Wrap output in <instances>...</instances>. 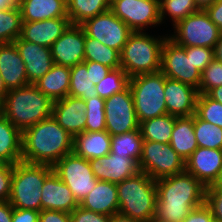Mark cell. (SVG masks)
I'll use <instances>...</instances> for the list:
<instances>
[{
  "label": "cell",
  "instance_id": "obj_1",
  "mask_svg": "<svg viewBox=\"0 0 222 222\" xmlns=\"http://www.w3.org/2000/svg\"><path fill=\"white\" fill-rule=\"evenodd\" d=\"M157 202L153 222H183L204 204L206 187L186 171L156 180Z\"/></svg>",
  "mask_w": 222,
  "mask_h": 222
},
{
  "label": "cell",
  "instance_id": "obj_2",
  "mask_svg": "<svg viewBox=\"0 0 222 222\" xmlns=\"http://www.w3.org/2000/svg\"><path fill=\"white\" fill-rule=\"evenodd\" d=\"M74 137L53 116L22 132V161L53 166L73 152Z\"/></svg>",
  "mask_w": 222,
  "mask_h": 222
},
{
  "label": "cell",
  "instance_id": "obj_3",
  "mask_svg": "<svg viewBox=\"0 0 222 222\" xmlns=\"http://www.w3.org/2000/svg\"><path fill=\"white\" fill-rule=\"evenodd\" d=\"M52 111L53 101L34 84L9 90L0 105V113L21 132L50 118Z\"/></svg>",
  "mask_w": 222,
  "mask_h": 222
},
{
  "label": "cell",
  "instance_id": "obj_4",
  "mask_svg": "<svg viewBox=\"0 0 222 222\" xmlns=\"http://www.w3.org/2000/svg\"><path fill=\"white\" fill-rule=\"evenodd\" d=\"M119 211L140 222H153L157 202L156 180L143 171L116 184Z\"/></svg>",
  "mask_w": 222,
  "mask_h": 222
},
{
  "label": "cell",
  "instance_id": "obj_5",
  "mask_svg": "<svg viewBox=\"0 0 222 222\" xmlns=\"http://www.w3.org/2000/svg\"><path fill=\"white\" fill-rule=\"evenodd\" d=\"M167 36L133 32L120 52L121 68L129 78L160 71L161 51Z\"/></svg>",
  "mask_w": 222,
  "mask_h": 222
},
{
  "label": "cell",
  "instance_id": "obj_6",
  "mask_svg": "<svg viewBox=\"0 0 222 222\" xmlns=\"http://www.w3.org/2000/svg\"><path fill=\"white\" fill-rule=\"evenodd\" d=\"M52 166L18 162L13 165L9 203L16 209L42 210L41 189Z\"/></svg>",
  "mask_w": 222,
  "mask_h": 222
},
{
  "label": "cell",
  "instance_id": "obj_7",
  "mask_svg": "<svg viewBox=\"0 0 222 222\" xmlns=\"http://www.w3.org/2000/svg\"><path fill=\"white\" fill-rule=\"evenodd\" d=\"M165 78L157 71L129 78L134 108L138 122L167 114L165 103Z\"/></svg>",
  "mask_w": 222,
  "mask_h": 222
},
{
  "label": "cell",
  "instance_id": "obj_8",
  "mask_svg": "<svg viewBox=\"0 0 222 222\" xmlns=\"http://www.w3.org/2000/svg\"><path fill=\"white\" fill-rule=\"evenodd\" d=\"M174 34L168 36L173 42L182 47H215L221 31L211 21L205 10H199L177 22Z\"/></svg>",
  "mask_w": 222,
  "mask_h": 222
},
{
  "label": "cell",
  "instance_id": "obj_9",
  "mask_svg": "<svg viewBox=\"0 0 222 222\" xmlns=\"http://www.w3.org/2000/svg\"><path fill=\"white\" fill-rule=\"evenodd\" d=\"M139 168L157 180L184 172L185 160L177 154L170 143L144 140Z\"/></svg>",
  "mask_w": 222,
  "mask_h": 222
},
{
  "label": "cell",
  "instance_id": "obj_10",
  "mask_svg": "<svg viewBox=\"0 0 222 222\" xmlns=\"http://www.w3.org/2000/svg\"><path fill=\"white\" fill-rule=\"evenodd\" d=\"M52 168L53 172L69 187L78 203L95 188L98 181L89 160L77 156L74 152L65 155Z\"/></svg>",
  "mask_w": 222,
  "mask_h": 222
},
{
  "label": "cell",
  "instance_id": "obj_11",
  "mask_svg": "<svg viewBox=\"0 0 222 222\" xmlns=\"http://www.w3.org/2000/svg\"><path fill=\"white\" fill-rule=\"evenodd\" d=\"M160 71L167 78L199 88L201 72L194 67L191 54H186V47L176 44L168 37L162 46Z\"/></svg>",
  "mask_w": 222,
  "mask_h": 222
},
{
  "label": "cell",
  "instance_id": "obj_12",
  "mask_svg": "<svg viewBox=\"0 0 222 222\" xmlns=\"http://www.w3.org/2000/svg\"><path fill=\"white\" fill-rule=\"evenodd\" d=\"M85 34L121 52L133 31L109 9L80 24Z\"/></svg>",
  "mask_w": 222,
  "mask_h": 222
},
{
  "label": "cell",
  "instance_id": "obj_13",
  "mask_svg": "<svg viewBox=\"0 0 222 222\" xmlns=\"http://www.w3.org/2000/svg\"><path fill=\"white\" fill-rule=\"evenodd\" d=\"M110 10L133 32L161 24L159 0H111Z\"/></svg>",
  "mask_w": 222,
  "mask_h": 222
},
{
  "label": "cell",
  "instance_id": "obj_14",
  "mask_svg": "<svg viewBox=\"0 0 222 222\" xmlns=\"http://www.w3.org/2000/svg\"><path fill=\"white\" fill-rule=\"evenodd\" d=\"M106 131L111 135H119L139 129L134 101L129 86L120 93L105 99Z\"/></svg>",
  "mask_w": 222,
  "mask_h": 222
},
{
  "label": "cell",
  "instance_id": "obj_15",
  "mask_svg": "<svg viewBox=\"0 0 222 222\" xmlns=\"http://www.w3.org/2000/svg\"><path fill=\"white\" fill-rule=\"evenodd\" d=\"M86 34L81 25L70 24L50 47L53 62L73 67L84 62Z\"/></svg>",
  "mask_w": 222,
  "mask_h": 222
},
{
  "label": "cell",
  "instance_id": "obj_16",
  "mask_svg": "<svg viewBox=\"0 0 222 222\" xmlns=\"http://www.w3.org/2000/svg\"><path fill=\"white\" fill-rule=\"evenodd\" d=\"M185 171L206 188L213 185L222 171V150L198 147L185 161Z\"/></svg>",
  "mask_w": 222,
  "mask_h": 222
},
{
  "label": "cell",
  "instance_id": "obj_17",
  "mask_svg": "<svg viewBox=\"0 0 222 222\" xmlns=\"http://www.w3.org/2000/svg\"><path fill=\"white\" fill-rule=\"evenodd\" d=\"M89 162L97 180L115 184L140 172L138 161L111 152L101 158L90 159Z\"/></svg>",
  "mask_w": 222,
  "mask_h": 222
},
{
  "label": "cell",
  "instance_id": "obj_18",
  "mask_svg": "<svg viewBox=\"0 0 222 222\" xmlns=\"http://www.w3.org/2000/svg\"><path fill=\"white\" fill-rule=\"evenodd\" d=\"M164 94L167 114L176 117L195 114L198 97V89L195 87L166 77Z\"/></svg>",
  "mask_w": 222,
  "mask_h": 222
},
{
  "label": "cell",
  "instance_id": "obj_19",
  "mask_svg": "<svg viewBox=\"0 0 222 222\" xmlns=\"http://www.w3.org/2000/svg\"><path fill=\"white\" fill-rule=\"evenodd\" d=\"M13 43L24 61L28 82L30 84L36 83L54 64L51 49L22 40L20 37Z\"/></svg>",
  "mask_w": 222,
  "mask_h": 222
},
{
  "label": "cell",
  "instance_id": "obj_20",
  "mask_svg": "<svg viewBox=\"0 0 222 222\" xmlns=\"http://www.w3.org/2000/svg\"><path fill=\"white\" fill-rule=\"evenodd\" d=\"M85 101L67 95L64 99L53 102L52 116L70 135L75 137L85 131Z\"/></svg>",
  "mask_w": 222,
  "mask_h": 222
},
{
  "label": "cell",
  "instance_id": "obj_21",
  "mask_svg": "<svg viewBox=\"0 0 222 222\" xmlns=\"http://www.w3.org/2000/svg\"><path fill=\"white\" fill-rule=\"evenodd\" d=\"M42 210H55L71 213L79 203L69 187L52 172L41 189Z\"/></svg>",
  "mask_w": 222,
  "mask_h": 222
},
{
  "label": "cell",
  "instance_id": "obj_22",
  "mask_svg": "<svg viewBox=\"0 0 222 222\" xmlns=\"http://www.w3.org/2000/svg\"><path fill=\"white\" fill-rule=\"evenodd\" d=\"M70 24L69 18L22 23L20 38L50 48Z\"/></svg>",
  "mask_w": 222,
  "mask_h": 222
},
{
  "label": "cell",
  "instance_id": "obj_23",
  "mask_svg": "<svg viewBox=\"0 0 222 222\" xmlns=\"http://www.w3.org/2000/svg\"><path fill=\"white\" fill-rule=\"evenodd\" d=\"M0 75L8 90L30 84L24 61L14 43L0 44Z\"/></svg>",
  "mask_w": 222,
  "mask_h": 222
},
{
  "label": "cell",
  "instance_id": "obj_24",
  "mask_svg": "<svg viewBox=\"0 0 222 222\" xmlns=\"http://www.w3.org/2000/svg\"><path fill=\"white\" fill-rule=\"evenodd\" d=\"M79 206L108 216L119 211L117 187L115 183L98 180L95 188L79 203Z\"/></svg>",
  "mask_w": 222,
  "mask_h": 222
},
{
  "label": "cell",
  "instance_id": "obj_25",
  "mask_svg": "<svg viewBox=\"0 0 222 222\" xmlns=\"http://www.w3.org/2000/svg\"><path fill=\"white\" fill-rule=\"evenodd\" d=\"M111 150V135L105 131L82 132L74 137L73 152L86 160L106 156Z\"/></svg>",
  "mask_w": 222,
  "mask_h": 222
},
{
  "label": "cell",
  "instance_id": "obj_26",
  "mask_svg": "<svg viewBox=\"0 0 222 222\" xmlns=\"http://www.w3.org/2000/svg\"><path fill=\"white\" fill-rule=\"evenodd\" d=\"M19 8L22 23L68 18L66 0H24Z\"/></svg>",
  "mask_w": 222,
  "mask_h": 222
},
{
  "label": "cell",
  "instance_id": "obj_27",
  "mask_svg": "<svg viewBox=\"0 0 222 222\" xmlns=\"http://www.w3.org/2000/svg\"><path fill=\"white\" fill-rule=\"evenodd\" d=\"M34 85L53 102L64 99L70 87V67L54 63Z\"/></svg>",
  "mask_w": 222,
  "mask_h": 222
},
{
  "label": "cell",
  "instance_id": "obj_28",
  "mask_svg": "<svg viewBox=\"0 0 222 222\" xmlns=\"http://www.w3.org/2000/svg\"><path fill=\"white\" fill-rule=\"evenodd\" d=\"M0 160L12 165L22 161V132L1 113Z\"/></svg>",
  "mask_w": 222,
  "mask_h": 222
},
{
  "label": "cell",
  "instance_id": "obj_29",
  "mask_svg": "<svg viewBox=\"0 0 222 222\" xmlns=\"http://www.w3.org/2000/svg\"><path fill=\"white\" fill-rule=\"evenodd\" d=\"M170 145L185 161L198 148L194 133V115L176 118Z\"/></svg>",
  "mask_w": 222,
  "mask_h": 222
},
{
  "label": "cell",
  "instance_id": "obj_30",
  "mask_svg": "<svg viewBox=\"0 0 222 222\" xmlns=\"http://www.w3.org/2000/svg\"><path fill=\"white\" fill-rule=\"evenodd\" d=\"M176 116L164 114L139 123L143 140L170 143Z\"/></svg>",
  "mask_w": 222,
  "mask_h": 222
},
{
  "label": "cell",
  "instance_id": "obj_31",
  "mask_svg": "<svg viewBox=\"0 0 222 222\" xmlns=\"http://www.w3.org/2000/svg\"><path fill=\"white\" fill-rule=\"evenodd\" d=\"M111 0H66L67 15L71 24H82L110 9Z\"/></svg>",
  "mask_w": 222,
  "mask_h": 222
},
{
  "label": "cell",
  "instance_id": "obj_32",
  "mask_svg": "<svg viewBox=\"0 0 222 222\" xmlns=\"http://www.w3.org/2000/svg\"><path fill=\"white\" fill-rule=\"evenodd\" d=\"M69 96L78 97L84 101L99 97L96 86L91 81L90 70L84 63L70 67V87Z\"/></svg>",
  "mask_w": 222,
  "mask_h": 222
},
{
  "label": "cell",
  "instance_id": "obj_33",
  "mask_svg": "<svg viewBox=\"0 0 222 222\" xmlns=\"http://www.w3.org/2000/svg\"><path fill=\"white\" fill-rule=\"evenodd\" d=\"M143 138L140 130L111 136V153L140 161Z\"/></svg>",
  "mask_w": 222,
  "mask_h": 222
},
{
  "label": "cell",
  "instance_id": "obj_34",
  "mask_svg": "<svg viewBox=\"0 0 222 222\" xmlns=\"http://www.w3.org/2000/svg\"><path fill=\"white\" fill-rule=\"evenodd\" d=\"M84 61H93L112 69L121 67L120 53L86 35Z\"/></svg>",
  "mask_w": 222,
  "mask_h": 222
},
{
  "label": "cell",
  "instance_id": "obj_35",
  "mask_svg": "<svg viewBox=\"0 0 222 222\" xmlns=\"http://www.w3.org/2000/svg\"><path fill=\"white\" fill-rule=\"evenodd\" d=\"M22 17L19 6L0 10V44L13 43L20 37Z\"/></svg>",
  "mask_w": 222,
  "mask_h": 222
},
{
  "label": "cell",
  "instance_id": "obj_36",
  "mask_svg": "<svg viewBox=\"0 0 222 222\" xmlns=\"http://www.w3.org/2000/svg\"><path fill=\"white\" fill-rule=\"evenodd\" d=\"M194 133L198 147L222 150V128L194 114Z\"/></svg>",
  "mask_w": 222,
  "mask_h": 222
},
{
  "label": "cell",
  "instance_id": "obj_37",
  "mask_svg": "<svg viewBox=\"0 0 222 222\" xmlns=\"http://www.w3.org/2000/svg\"><path fill=\"white\" fill-rule=\"evenodd\" d=\"M159 7L161 23L168 14L169 17L171 16L173 26L190 14L199 11L194 0H159Z\"/></svg>",
  "mask_w": 222,
  "mask_h": 222
},
{
  "label": "cell",
  "instance_id": "obj_38",
  "mask_svg": "<svg viewBox=\"0 0 222 222\" xmlns=\"http://www.w3.org/2000/svg\"><path fill=\"white\" fill-rule=\"evenodd\" d=\"M129 76L120 67L112 69L106 77L96 85V91L102 99L120 93L128 87Z\"/></svg>",
  "mask_w": 222,
  "mask_h": 222
},
{
  "label": "cell",
  "instance_id": "obj_39",
  "mask_svg": "<svg viewBox=\"0 0 222 222\" xmlns=\"http://www.w3.org/2000/svg\"><path fill=\"white\" fill-rule=\"evenodd\" d=\"M105 99L101 97H94L92 99L85 100V112H86V132L105 131Z\"/></svg>",
  "mask_w": 222,
  "mask_h": 222
},
{
  "label": "cell",
  "instance_id": "obj_40",
  "mask_svg": "<svg viewBox=\"0 0 222 222\" xmlns=\"http://www.w3.org/2000/svg\"><path fill=\"white\" fill-rule=\"evenodd\" d=\"M195 114L200 119L222 128V104L207 94H198Z\"/></svg>",
  "mask_w": 222,
  "mask_h": 222
},
{
  "label": "cell",
  "instance_id": "obj_41",
  "mask_svg": "<svg viewBox=\"0 0 222 222\" xmlns=\"http://www.w3.org/2000/svg\"><path fill=\"white\" fill-rule=\"evenodd\" d=\"M218 86H222V62L214 59L201 73L198 94H207Z\"/></svg>",
  "mask_w": 222,
  "mask_h": 222
},
{
  "label": "cell",
  "instance_id": "obj_42",
  "mask_svg": "<svg viewBox=\"0 0 222 222\" xmlns=\"http://www.w3.org/2000/svg\"><path fill=\"white\" fill-rule=\"evenodd\" d=\"M186 54H191L194 67L201 73L215 59L214 49L208 47H186Z\"/></svg>",
  "mask_w": 222,
  "mask_h": 222
},
{
  "label": "cell",
  "instance_id": "obj_43",
  "mask_svg": "<svg viewBox=\"0 0 222 222\" xmlns=\"http://www.w3.org/2000/svg\"><path fill=\"white\" fill-rule=\"evenodd\" d=\"M204 204L210 209L213 219L222 222V189H206Z\"/></svg>",
  "mask_w": 222,
  "mask_h": 222
},
{
  "label": "cell",
  "instance_id": "obj_44",
  "mask_svg": "<svg viewBox=\"0 0 222 222\" xmlns=\"http://www.w3.org/2000/svg\"><path fill=\"white\" fill-rule=\"evenodd\" d=\"M70 218L71 222H109L110 216L78 206L70 213Z\"/></svg>",
  "mask_w": 222,
  "mask_h": 222
},
{
  "label": "cell",
  "instance_id": "obj_45",
  "mask_svg": "<svg viewBox=\"0 0 222 222\" xmlns=\"http://www.w3.org/2000/svg\"><path fill=\"white\" fill-rule=\"evenodd\" d=\"M13 165L3 163L0 166V202L8 201L11 194Z\"/></svg>",
  "mask_w": 222,
  "mask_h": 222
},
{
  "label": "cell",
  "instance_id": "obj_46",
  "mask_svg": "<svg viewBox=\"0 0 222 222\" xmlns=\"http://www.w3.org/2000/svg\"><path fill=\"white\" fill-rule=\"evenodd\" d=\"M83 63L86 65L87 70H90L91 81L95 86L112 70L108 66L93 61H84Z\"/></svg>",
  "mask_w": 222,
  "mask_h": 222
},
{
  "label": "cell",
  "instance_id": "obj_47",
  "mask_svg": "<svg viewBox=\"0 0 222 222\" xmlns=\"http://www.w3.org/2000/svg\"><path fill=\"white\" fill-rule=\"evenodd\" d=\"M213 216L210 209L205 205H201L193 209L183 222H212Z\"/></svg>",
  "mask_w": 222,
  "mask_h": 222
},
{
  "label": "cell",
  "instance_id": "obj_48",
  "mask_svg": "<svg viewBox=\"0 0 222 222\" xmlns=\"http://www.w3.org/2000/svg\"><path fill=\"white\" fill-rule=\"evenodd\" d=\"M39 222H71L70 213L55 210H41Z\"/></svg>",
  "mask_w": 222,
  "mask_h": 222
},
{
  "label": "cell",
  "instance_id": "obj_49",
  "mask_svg": "<svg viewBox=\"0 0 222 222\" xmlns=\"http://www.w3.org/2000/svg\"><path fill=\"white\" fill-rule=\"evenodd\" d=\"M40 211L13 208L12 222H39Z\"/></svg>",
  "mask_w": 222,
  "mask_h": 222
},
{
  "label": "cell",
  "instance_id": "obj_50",
  "mask_svg": "<svg viewBox=\"0 0 222 222\" xmlns=\"http://www.w3.org/2000/svg\"><path fill=\"white\" fill-rule=\"evenodd\" d=\"M205 12L222 32V0H216V2L205 9Z\"/></svg>",
  "mask_w": 222,
  "mask_h": 222
},
{
  "label": "cell",
  "instance_id": "obj_51",
  "mask_svg": "<svg viewBox=\"0 0 222 222\" xmlns=\"http://www.w3.org/2000/svg\"><path fill=\"white\" fill-rule=\"evenodd\" d=\"M13 207L9 201L0 202V222H12Z\"/></svg>",
  "mask_w": 222,
  "mask_h": 222
},
{
  "label": "cell",
  "instance_id": "obj_52",
  "mask_svg": "<svg viewBox=\"0 0 222 222\" xmlns=\"http://www.w3.org/2000/svg\"><path fill=\"white\" fill-rule=\"evenodd\" d=\"M109 222H140V221L131 219L127 215L117 212L110 216Z\"/></svg>",
  "mask_w": 222,
  "mask_h": 222
},
{
  "label": "cell",
  "instance_id": "obj_53",
  "mask_svg": "<svg viewBox=\"0 0 222 222\" xmlns=\"http://www.w3.org/2000/svg\"><path fill=\"white\" fill-rule=\"evenodd\" d=\"M207 95L213 100L222 104V86L215 87L211 89Z\"/></svg>",
  "mask_w": 222,
  "mask_h": 222
},
{
  "label": "cell",
  "instance_id": "obj_54",
  "mask_svg": "<svg viewBox=\"0 0 222 222\" xmlns=\"http://www.w3.org/2000/svg\"><path fill=\"white\" fill-rule=\"evenodd\" d=\"M214 56L216 60L222 62V32L220 34L219 40L215 44Z\"/></svg>",
  "mask_w": 222,
  "mask_h": 222
},
{
  "label": "cell",
  "instance_id": "obj_55",
  "mask_svg": "<svg viewBox=\"0 0 222 222\" xmlns=\"http://www.w3.org/2000/svg\"><path fill=\"white\" fill-rule=\"evenodd\" d=\"M199 10H205L211 6L216 0H194Z\"/></svg>",
  "mask_w": 222,
  "mask_h": 222
},
{
  "label": "cell",
  "instance_id": "obj_56",
  "mask_svg": "<svg viewBox=\"0 0 222 222\" xmlns=\"http://www.w3.org/2000/svg\"><path fill=\"white\" fill-rule=\"evenodd\" d=\"M8 89L6 88L3 79L1 78L0 75V105L2 104L6 94L8 93Z\"/></svg>",
  "mask_w": 222,
  "mask_h": 222
},
{
  "label": "cell",
  "instance_id": "obj_57",
  "mask_svg": "<svg viewBox=\"0 0 222 222\" xmlns=\"http://www.w3.org/2000/svg\"><path fill=\"white\" fill-rule=\"evenodd\" d=\"M206 189H222V171L218 175L217 180L213 183V185L208 186Z\"/></svg>",
  "mask_w": 222,
  "mask_h": 222
},
{
  "label": "cell",
  "instance_id": "obj_58",
  "mask_svg": "<svg viewBox=\"0 0 222 222\" xmlns=\"http://www.w3.org/2000/svg\"><path fill=\"white\" fill-rule=\"evenodd\" d=\"M16 6L11 0H0V10L12 8Z\"/></svg>",
  "mask_w": 222,
  "mask_h": 222
},
{
  "label": "cell",
  "instance_id": "obj_59",
  "mask_svg": "<svg viewBox=\"0 0 222 222\" xmlns=\"http://www.w3.org/2000/svg\"><path fill=\"white\" fill-rule=\"evenodd\" d=\"M16 6H19L24 0H11Z\"/></svg>",
  "mask_w": 222,
  "mask_h": 222
}]
</instances>
